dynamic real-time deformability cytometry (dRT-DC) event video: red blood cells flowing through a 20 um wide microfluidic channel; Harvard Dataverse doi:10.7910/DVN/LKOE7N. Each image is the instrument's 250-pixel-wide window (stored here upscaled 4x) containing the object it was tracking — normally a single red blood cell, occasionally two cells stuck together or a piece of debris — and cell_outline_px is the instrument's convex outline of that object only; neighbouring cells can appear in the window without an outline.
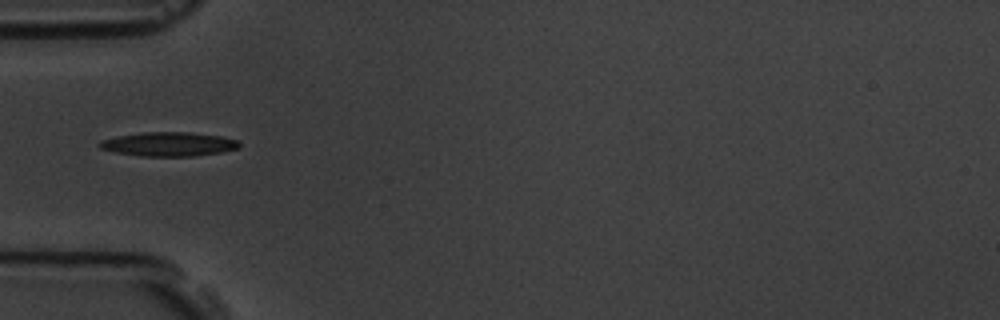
{"species": "common noctule bat (a hibernating species)", "species_latin": "Nyctalus noctula", "temperature_condition": "room temperature", "stored_images_in_passage": 1, "camera_frame_rate_fps": 3000, "um_per_image_px": 0.085, "animal": {"sex": "male", "body_mass_g": 19.5, "forearm_length_mm": 54.6}, "frame": {"image": 1, "passage_image": 1, "time_ms": 0.0, "image_size_px": [1000, 320], "cell_outline_px": [[240, 148], [220, 152], [196, 156], [140, 156], [116, 152], [100, 148], [96, 144], [100, 140], [116, 136], [144, 132], [188, 132], [220, 136], [236, 140], [240, 144]], "centroid_in_image_um": [14.31, 12.25], "position_along_channel_um": 70.7, "area_um2": 19.59}}